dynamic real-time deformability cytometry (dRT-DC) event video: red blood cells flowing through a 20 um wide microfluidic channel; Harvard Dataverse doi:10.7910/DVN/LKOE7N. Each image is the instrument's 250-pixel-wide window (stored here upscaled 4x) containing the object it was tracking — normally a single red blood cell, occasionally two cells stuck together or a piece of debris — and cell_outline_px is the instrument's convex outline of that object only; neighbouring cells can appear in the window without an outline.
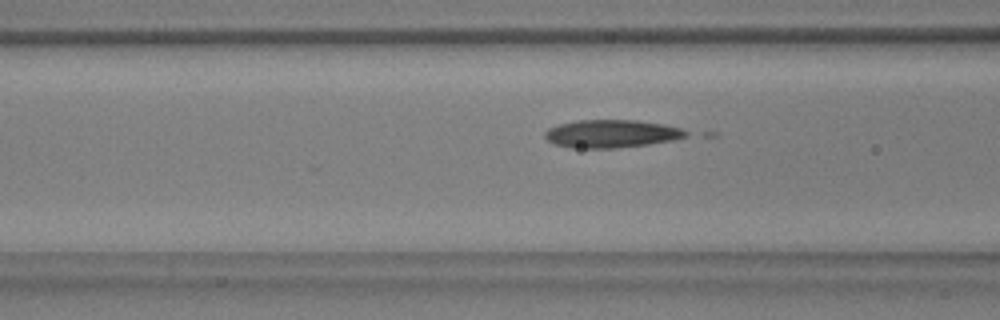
{"species": "common noctule bat (a hibernating species)", "species_latin": "Nyctalus noctula", "temperature_condition": "warm", "stored_images_in_passage": 10, "camera_frame_rate_fps": 3000, "um_per_image_px": 0.085, "animal": {"sex": "male", "body_mass_g": 17.9, "forearm_length_mm": 54.2}, "frame": {"image": 1, "passage_image": 7, "time_ms": 2.0, "image_size_px": [1000, 320], "cell_outline_px": [[688, 136], [672, 140], [648, 144], [616, 148], [572, 148], [556, 144], [548, 140], [544, 136], [544, 132], [548, 128], [560, 124], [576, 120], [636, 120], [664, 124], [680, 128], [688, 132]], "centroid_in_image_um": [51.97, 11.36], "position_along_channel_um": 114.6, "area_um2": 22.89}}